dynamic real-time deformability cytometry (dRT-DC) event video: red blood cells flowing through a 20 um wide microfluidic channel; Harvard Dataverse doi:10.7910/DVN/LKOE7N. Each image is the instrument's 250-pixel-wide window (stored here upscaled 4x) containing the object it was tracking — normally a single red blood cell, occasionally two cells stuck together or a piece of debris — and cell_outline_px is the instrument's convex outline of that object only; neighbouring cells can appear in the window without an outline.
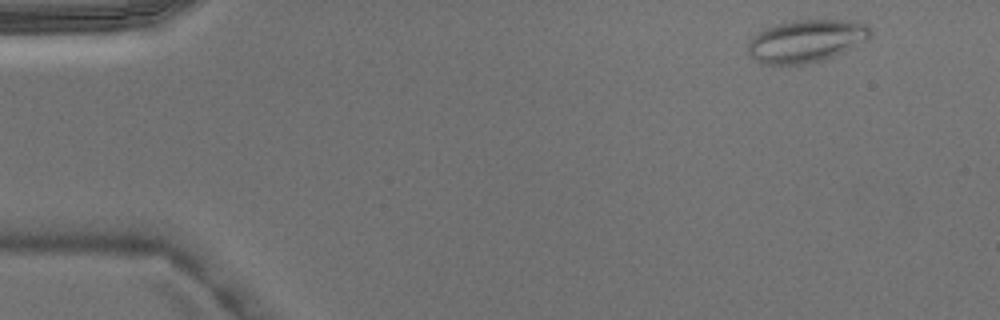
{"species": "Egyptian fruit bat (a non-hibernating species)", "species_latin": "Rousettus aegyptiacus", "temperature_condition": "warm", "stored_images_in_passage": 3, "camera_frame_rate_fps": 3000, "um_per_image_px": 0.085, "animal": {"sex": "male"}, "frame": {"image": 1, "passage_image": 1, "time_ms": 0.0, "image_size_px": [1000, 320], "cell_outline_px": [[872, 36], [868, 40], [844, 52], [820, 60], [804, 64], [760, 64], [748, 52], [748, 40], [752, 36], [764, 28], [776, 24], [792, 20], [856, 20], [864, 24], [872, 32]], "centroid_in_image_um": [68.53, 3.47], "position_along_channel_um": 16.5, "area_um2": 30.52}}